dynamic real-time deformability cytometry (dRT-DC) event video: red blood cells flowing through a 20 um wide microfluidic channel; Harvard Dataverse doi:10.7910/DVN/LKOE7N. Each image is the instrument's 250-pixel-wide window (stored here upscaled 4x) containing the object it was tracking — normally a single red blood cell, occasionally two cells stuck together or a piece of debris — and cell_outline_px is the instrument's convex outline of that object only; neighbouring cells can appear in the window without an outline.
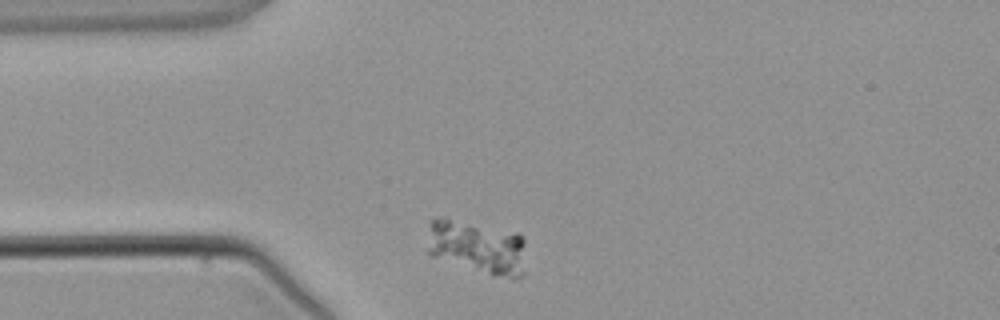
{"species": "common noctule bat (a hibernating species)", "species_latin": "Nyctalus noctula", "temperature_condition": "warm", "stored_images_in_passage": 2, "camera_frame_rate_fps": 3000, "um_per_image_px": 0.085, "animal": {"sex": "male", "body_mass_g": 21.5, "forearm_length_mm": 52.0}, "frame": {"image": 1, "passage_image": 1, "time_ms": 0.0, "image_size_px": [1000, 320], "cell_outline_px": [[524, 276], [516, 280], [512, 280], [432, 256], [428, 252], [428, 220], [436, 216], [444, 216], [516, 232], [524, 240]], "centroid_in_image_um": [40.56, 20.96], "position_along_channel_um": 44.4, "area_um2": 31.15}}